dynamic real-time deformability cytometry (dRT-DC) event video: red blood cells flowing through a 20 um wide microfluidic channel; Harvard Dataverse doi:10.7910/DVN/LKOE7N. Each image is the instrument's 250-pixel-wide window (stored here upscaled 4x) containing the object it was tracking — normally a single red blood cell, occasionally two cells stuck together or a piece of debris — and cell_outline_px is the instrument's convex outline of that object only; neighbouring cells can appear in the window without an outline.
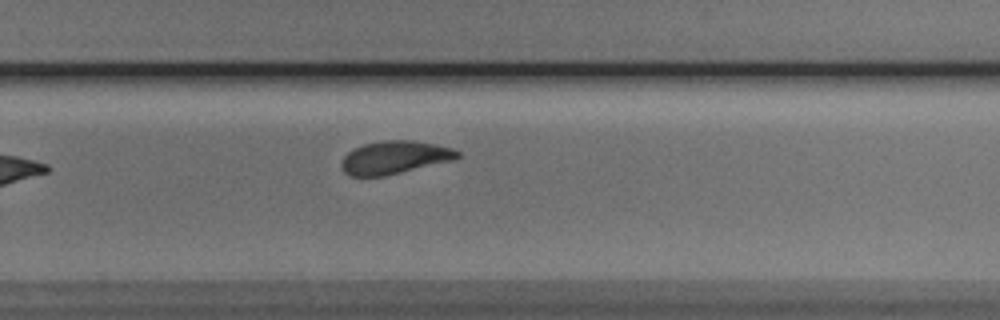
{"species": "Egyptian fruit bat (a non-hibernating species)", "species_latin": "Rousettus aegyptiacus", "temperature_condition": "cold", "stored_images_in_passage": 10, "camera_frame_rate_fps": 3000, "um_per_image_px": 0.085, "animal": {"sex": "male"}, "frame": {"image": 1, "passage_image": 10, "time_ms": 3.0, "image_size_px": [1000, 320], "cell_outline_px": [[460, 156], [456, 160], [384, 176], [348, 176], [340, 168], [340, 164], [344, 156], [352, 148], [364, 144], [384, 140], [412, 140], [436, 144], [452, 148], [460, 152]], "centroid_in_image_um": [33.54, 13.38], "position_along_channel_um": 296.3, "area_um2": 22.6}}